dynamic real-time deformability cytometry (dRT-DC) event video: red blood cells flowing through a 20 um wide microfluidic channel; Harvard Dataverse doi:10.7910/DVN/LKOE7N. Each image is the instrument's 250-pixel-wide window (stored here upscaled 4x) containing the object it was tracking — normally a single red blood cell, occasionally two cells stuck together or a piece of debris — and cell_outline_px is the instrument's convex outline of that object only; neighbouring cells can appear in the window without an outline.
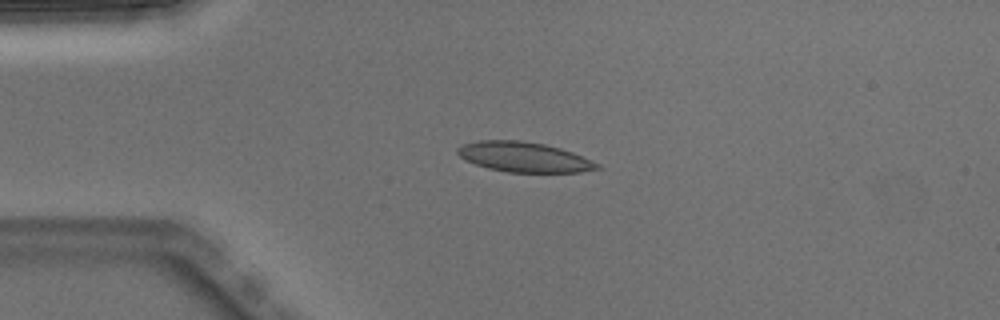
{"species": "Egyptian fruit bat (a non-hibernating species)", "species_latin": "Rousettus aegyptiacus", "temperature_condition": "warm", "stored_images_in_passage": 2, "camera_frame_rate_fps": 3000, "um_per_image_px": 0.085, "animal": {"sex": "male"}, "frame": {"image": 1, "passage_image": 1, "time_ms": 0.0, "image_size_px": [1000, 320], "cell_outline_px": [[604, 168], [580, 172], [508, 172], [488, 168], [476, 164], [460, 156], [456, 152], [456, 148], [464, 144], [480, 140], [520, 140], [544, 144], [560, 148], [572, 152], [600, 164]], "centroid_in_image_um": [44.57, 13.35], "position_along_channel_um": 40.4, "area_um2": 24.28}}